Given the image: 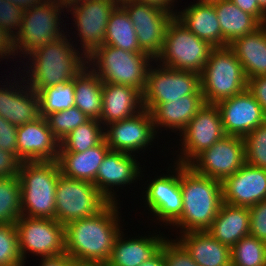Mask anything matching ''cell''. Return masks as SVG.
<instances>
[{
  "label": "cell",
  "instance_id": "51",
  "mask_svg": "<svg viewBox=\"0 0 266 266\" xmlns=\"http://www.w3.org/2000/svg\"><path fill=\"white\" fill-rule=\"evenodd\" d=\"M139 266H166L163 255V246L152 259L141 263Z\"/></svg>",
  "mask_w": 266,
  "mask_h": 266
},
{
  "label": "cell",
  "instance_id": "42",
  "mask_svg": "<svg viewBox=\"0 0 266 266\" xmlns=\"http://www.w3.org/2000/svg\"><path fill=\"white\" fill-rule=\"evenodd\" d=\"M163 255L166 266H199L176 239H166Z\"/></svg>",
  "mask_w": 266,
  "mask_h": 266
},
{
  "label": "cell",
  "instance_id": "8",
  "mask_svg": "<svg viewBox=\"0 0 266 266\" xmlns=\"http://www.w3.org/2000/svg\"><path fill=\"white\" fill-rule=\"evenodd\" d=\"M63 9L57 1H43L26 10L21 29L13 39L14 58L19 54L18 57L23 55L27 59L38 48L63 37L66 34L60 24Z\"/></svg>",
  "mask_w": 266,
  "mask_h": 266
},
{
  "label": "cell",
  "instance_id": "25",
  "mask_svg": "<svg viewBox=\"0 0 266 266\" xmlns=\"http://www.w3.org/2000/svg\"><path fill=\"white\" fill-rule=\"evenodd\" d=\"M205 104L202 93H194L180 99L169 100L158 104L150 113L153 118L155 131L168 128L178 134L189 124L199 109ZM158 128V129H157Z\"/></svg>",
  "mask_w": 266,
  "mask_h": 266
},
{
  "label": "cell",
  "instance_id": "4",
  "mask_svg": "<svg viewBox=\"0 0 266 266\" xmlns=\"http://www.w3.org/2000/svg\"><path fill=\"white\" fill-rule=\"evenodd\" d=\"M61 174L58 161L21 162L22 216L56 219V186Z\"/></svg>",
  "mask_w": 266,
  "mask_h": 266
},
{
  "label": "cell",
  "instance_id": "32",
  "mask_svg": "<svg viewBox=\"0 0 266 266\" xmlns=\"http://www.w3.org/2000/svg\"><path fill=\"white\" fill-rule=\"evenodd\" d=\"M102 87L103 82L88 66L74 77L75 106L89 119H100Z\"/></svg>",
  "mask_w": 266,
  "mask_h": 266
},
{
  "label": "cell",
  "instance_id": "28",
  "mask_svg": "<svg viewBox=\"0 0 266 266\" xmlns=\"http://www.w3.org/2000/svg\"><path fill=\"white\" fill-rule=\"evenodd\" d=\"M228 46L242 64L246 78L266 75V24Z\"/></svg>",
  "mask_w": 266,
  "mask_h": 266
},
{
  "label": "cell",
  "instance_id": "55",
  "mask_svg": "<svg viewBox=\"0 0 266 266\" xmlns=\"http://www.w3.org/2000/svg\"><path fill=\"white\" fill-rule=\"evenodd\" d=\"M199 1L202 2V3H211V4H213L215 2L223 1V0H199Z\"/></svg>",
  "mask_w": 266,
  "mask_h": 266
},
{
  "label": "cell",
  "instance_id": "26",
  "mask_svg": "<svg viewBox=\"0 0 266 266\" xmlns=\"http://www.w3.org/2000/svg\"><path fill=\"white\" fill-rule=\"evenodd\" d=\"M176 240L199 266H231V248L207 231L180 233Z\"/></svg>",
  "mask_w": 266,
  "mask_h": 266
},
{
  "label": "cell",
  "instance_id": "6",
  "mask_svg": "<svg viewBox=\"0 0 266 266\" xmlns=\"http://www.w3.org/2000/svg\"><path fill=\"white\" fill-rule=\"evenodd\" d=\"M247 89L242 64L229 46L214 47L201 73V91L206 104H216Z\"/></svg>",
  "mask_w": 266,
  "mask_h": 266
},
{
  "label": "cell",
  "instance_id": "56",
  "mask_svg": "<svg viewBox=\"0 0 266 266\" xmlns=\"http://www.w3.org/2000/svg\"><path fill=\"white\" fill-rule=\"evenodd\" d=\"M118 4H121L122 2L124 1H127V0H115Z\"/></svg>",
  "mask_w": 266,
  "mask_h": 266
},
{
  "label": "cell",
  "instance_id": "41",
  "mask_svg": "<svg viewBox=\"0 0 266 266\" xmlns=\"http://www.w3.org/2000/svg\"><path fill=\"white\" fill-rule=\"evenodd\" d=\"M23 10L8 0H0V27L14 39L21 29Z\"/></svg>",
  "mask_w": 266,
  "mask_h": 266
},
{
  "label": "cell",
  "instance_id": "35",
  "mask_svg": "<svg viewBox=\"0 0 266 266\" xmlns=\"http://www.w3.org/2000/svg\"><path fill=\"white\" fill-rule=\"evenodd\" d=\"M38 93L40 116L60 112L75 106L74 79L44 89H33Z\"/></svg>",
  "mask_w": 266,
  "mask_h": 266
},
{
  "label": "cell",
  "instance_id": "54",
  "mask_svg": "<svg viewBox=\"0 0 266 266\" xmlns=\"http://www.w3.org/2000/svg\"><path fill=\"white\" fill-rule=\"evenodd\" d=\"M259 6L266 12V0H257Z\"/></svg>",
  "mask_w": 266,
  "mask_h": 266
},
{
  "label": "cell",
  "instance_id": "5",
  "mask_svg": "<svg viewBox=\"0 0 266 266\" xmlns=\"http://www.w3.org/2000/svg\"><path fill=\"white\" fill-rule=\"evenodd\" d=\"M87 66L104 83L127 85L144 91L148 70L155 59L147 53H134L102 45L87 57Z\"/></svg>",
  "mask_w": 266,
  "mask_h": 266
},
{
  "label": "cell",
  "instance_id": "7",
  "mask_svg": "<svg viewBox=\"0 0 266 266\" xmlns=\"http://www.w3.org/2000/svg\"><path fill=\"white\" fill-rule=\"evenodd\" d=\"M213 48L209 42L198 38L174 16L167 26L162 50L154 63L201 74Z\"/></svg>",
  "mask_w": 266,
  "mask_h": 266
},
{
  "label": "cell",
  "instance_id": "50",
  "mask_svg": "<svg viewBox=\"0 0 266 266\" xmlns=\"http://www.w3.org/2000/svg\"><path fill=\"white\" fill-rule=\"evenodd\" d=\"M135 1L138 3L149 4L152 6L159 7L165 11L172 12L174 15L176 14V11H177V9L175 11L173 10V9H175L174 8V6H175L174 2L177 0H135Z\"/></svg>",
  "mask_w": 266,
  "mask_h": 266
},
{
  "label": "cell",
  "instance_id": "43",
  "mask_svg": "<svg viewBox=\"0 0 266 266\" xmlns=\"http://www.w3.org/2000/svg\"><path fill=\"white\" fill-rule=\"evenodd\" d=\"M250 214L249 235L266 243V199L248 208Z\"/></svg>",
  "mask_w": 266,
  "mask_h": 266
},
{
  "label": "cell",
  "instance_id": "20",
  "mask_svg": "<svg viewBox=\"0 0 266 266\" xmlns=\"http://www.w3.org/2000/svg\"><path fill=\"white\" fill-rule=\"evenodd\" d=\"M221 184L227 204L249 208L266 199V169L245 163Z\"/></svg>",
  "mask_w": 266,
  "mask_h": 266
},
{
  "label": "cell",
  "instance_id": "58",
  "mask_svg": "<svg viewBox=\"0 0 266 266\" xmlns=\"http://www.w3.org/2000/svg\"><path fill=\"white\" fill-rule=\"evenodd\" d=\"M44 1H57V2H59V0H44Z\"/></svg>",
  "mask_w": 266,
  "mask_h": 266
},
{
  "label": "cell",
  "instance_id": "16",
  "mask_svg": "<svg viewBox=\"0 0 266 266\" xmlns=\"http://www.w3.org/2000/svg\"><path fill=\"white\" fill-rule=\"evenodd\" d=\"M174 166V167H173ZM168 167L169 174L155 177L146 184L145 203L147 210L162 224L171 225L181 216L183 200L180 188V164ZM169 168L171 169L169 170ZM175 168V169H173ZM173 173V174H172ZM149 208V209H148Z\"/></svg>",
  "mask_w": 266,
  "mask_h": 266
},
{
  "label": "cell",
  "instance_id": "33",
  "mask_svg": "<svg viewBox=\"0 0 266 266\" xmlns=\"http://www.w3.org/2000/svg\"><path fill=\"white\" fill-rule=\"evenodd\" d=\"M103 45L134 53H145L139 46L135 27L128 13L120 4L110 15Z\"/></svg>",
  "mask_w": 266,
  "mask_h": 266
},
{
  "label": "cell",
  "instance_id": "40",
  "mask_svg": "<svg viewBox=\"0 0 266 266\" xmlns=\"http://www.w3.org/2000/svg\"><path fill=\"white\" fill-rule=\"evenodd\" d=\"M246 163L266 169V121L244 138Z\"/></svg>",
  "mask_w": 266,
  "mask_h": 266
},
{
  "label": "cell",
  "instance_id": "27",
  "mask_svg": "<svg viewBox=\"0 0 266 266\" xmlns=\"http://www.w3.org/2000/svg\"><path fill=\"white\" fill-rule=\"evenodd\" d=\"M207 232L220 243L232 248L250 232V214L247 207L222 203Z\"/></svg>",
  "mask_w": 266,
  "mask_h": 266
},
{
  "label": "cell",
  "instance_id": "13",
  "mask_svg": "<svg viewBox=\"0 0 266 266\" xmlns=\"http://www.w3.org/2000/svg\"><path fill=\"white\" fill-rule=\"evenodd\" d=\"M245 163L243 138L225 135L198 154L188 165L198 174L222 182Z\"/></svg>",
  "mask_w": 266,
  "mask_h": 266
},
{
  "label": "cell",
  "instance_id": "29",
  "mask_svg": "<svg viewBox=\"0 0 266 266\" xmlns=\"http://www.w3.org/2000/svg\"><path fill=\"white\" fill-rule=\"evenodd\" d=\"M195 2L181 12L176 11L175 17L198 38L209 42L213 47H221V27L214 3Z\"/></svg>",
  "mask_w": 266,
  "mask_h": 266
},
{
  "label": "cell",
  "instance_id": "14",
  "mask_svg": "<svg viewBox=\"0 0 266 266\" xmlns=\"http://www.w3.org/2000/svg\"><path fill=\"white\" fill-rule=\"evenodd\" d=\"M119 4L115 0H85L67 8L80 39L81 52L87 57L102 46L111 13Z\"/></svg>",
  "mask_w": 266,
  "mask_h": 266
},
{
  "label": "cell",
  "instance_id": "10",
  "mask_svg": "<svg viewBox=\"0 0 266 266\" xmlns=\"http://www.w3.org/2000/svg\"><path fill=\"white\" fill-rule=\"evenodd\" d=\"M150 66L144 91L143 107L151 112L158 104L180 99L201 91V74L188 70H175L157 64Z\"/></svg>",
  "mask_w": 266,
  "mask_h": 266
},
{
  "label": "cell",
  "instance_id": "47",
  "mask_svg": "<svg viewBox=\"0 0 266 266\" xmlns=\"http://www.w3.org/2000/svg\"><path fill=\"white\" fill-rule=\"evenodd\" d=\"M242 11L253 15L261 24H266V12L259 6L257 0H230Z\"/></svg>",
  "mask_w": 266,
  "mask_h": 266
},
{
  "label": "cell",
  "instance_id": "15",
  "mask_svg": "<svg viewBox=\"0 0 266 266\" xmlns=\"http://www.w3.org/2000/svg\"><path fill=\"white\" fill-rule=\"evenodd\" d=\"M120 5L126 10L135 27L140 48L155 59L162 50L167 26L175 15L135 0H127Z\"/></svg>",
  "mask_w": 266,
  "mask_h": 266
},
{
  "label": "cell",
  "instance_id": "23",
  "mask_svg": "<svg viewBox=\"0 0 266 266\" xmlns=\"http://www.w3.org/2000/svg\"><path fill=\"white\" fill-rule=\"evenodd\" d=\"M102 101V113L98 121L103 126L132 117L144 109L142 92L127 85L104 82Z\"/></svg>",
  "mask_w": 266,
  "mask_h": 266
},
{
  "label": "cell",
  "instance_id": "39",
  "mask_svg": "<svg viewBox=\"0 0 266 266\" xmlns=\"http://www.w3.org/2000/svg\"><path fill=\"white\" fill-rule=\"evenodd\" d=\"M15 224H0V266H24Z\"/></svg>",
  "mask_w": 266,
  "mask_h": 266
},
{
  "label": "cell",
  "instance_id": "19",
  "mask_svg": "<svg viewBox=\"0 0 266 266\" xmlns=\"http://www.w3.org/2000/svg\"><path fill=\"white\" fill-rule=\"evenodd\" d=\"M137 156L109 150L103 158L93 183L110 202L118 203L119 201L116 198L117 191L114 190V186L117 187L115 189L119 187L122 189L124 185L126 187V185L134 184L135 180L142 177L143 171H141L140 162L136 159Z\"/></svg>",
  "mask_w": 266,
  "mask_h": 266
},
{
  "label": "cell",
  "instance_id": "31",
  "mask_svg": "<svg viewBox=\"0 0 266 266\" xmlns=\"http://www.w3.org/2000/svg\"><path fill=\"white\" fill-rule=\"evenodd\" d=\"M214 7L221 27V47L230 45L262 25L253 15L242 11L230 0L215 2Z\"/></svg>",
  "mask_w": 266,
  "mask_h": 266
},
{
  "label": "cell",
  "instance_id": "38",
  "mask_svg": "<svg viewBox=\"0 0 266 266\" xmlns=\"http://www.w3.org/2000/svg\"><path fill=\"white\" fill-rule=\"evenodd\" d=\"M45 118L54 137L59 142H61L72 130L89 120V118L76 106L60 112L50 113Z\"/></svg>",
  "mask_w": 266,
  "mask_h": 266
},
{
  "label": "cell",
  "instance_id": "17",
  "mask_svg": "<svg viewBox=\"0 0 266 266\" xmlns=\"http://www.w3.org/2000/svg\"><path fill=\"white\" fill-rule=\"evenodd\" d=\"M156 135L152 115L145 109L132 117L104 126V140L110 150L132 155L153 145L151 143Z\"/></svg>",
  "mask_w": 266,
  "mask_h": 266
},
{
  "label": "cell",
  "instance_id": "22",
  "mask_svg": "<svg viewBox=\"0 0 266 266\" xmlns=\"http://www.w3.org/2000/svg\"><path fill=\"white\" fill-rule=\"evenodd\" d=\"M60 142L54 137L46 118L17 128V158L21 161H57Z\"/></svg>",
  "mask_w": 266,
  "mask_h": 266
},
{
  "label": "cell",
  "instance_id": "1",
  "mask_svg": "<svg viewBox=\"0 0 266 266\" xmlns=\"http://www.w3.org/2000/svg\"><path fill=\"white\" fill-rule=\"evenodd\" d=\"M119 204L110 202L96 215L64 225L65 254L78 266H100L108 262L114 242L123 230Z\"/></svg>",
  "mask_w": 266,
  "mask_h": 266
},
{
  "label": "cell",
  "instance_id": "3",
  "mask_svg": "<svg viewBox=\"0 0 266 266\" xmlns=\"http://www.w3.org/2000/svg\"><path fill=\"white\" fill-rule=\"evenodd\" d=\"M66 35L38 48L27 57L31 62L30 66H27L28 61L23 67L24 70L21 71H24L23 75L29 87L44 89L58 83L72 81L87 66L86 56L79 51L81 49H77L76 43L73 45L75 41L71 44L69 34ZM25 67L29 70L26 71Z\"/></svg>",
  "mask_w": 266,
  "mask_h": 266
},
{
  "label": "cell",
  "instance_id": "18",
  "mask_svg": "<svg viewBox=\"0 0 266 266\" xmlns=\"http://www.w3.org/2000/svg\"><path fill=\"white\" fill-rule=\"evenodd\" d=\"M216 106L226 135L244 138L266 121L261 105L247 89Z\"/></svg>",
  "mask_w": 266,
  "mask_h": 266
},
{
  "label": "cell",
  "instance_id": "21",
  "mask_svg": "<svg viewBox=\"0 0 266 266\" xmlns=\"http://www.w3.org/2000/svg\"><path fill=\"white\" fill-rule=\"evenodd\" d=\"M20 73L19 70L22 80L18 82L16 75L12 74L15 79L11 81L14 82L8 83L6 78L7 85L0 87V116L16 126L33 122L40 117L38 93L27 85L25 77Z\"/></svg>",
  "mask_w": 266,
  "mask_h": 266
},
{
  "label": "cell",
  "instance_id": "30",
  "mask_svg": "<svg viewBox=\"0 0 266 266\" xmlns=\"http://www.w3.org/2000/svg\"><path fill=\"white\" fill-rule=\"evenodd\" d=\"M109 150L103 140L84 152H59L57 161L60 171L66 177L94 182L99 166Z\"/></svg>",
  "mask_w": 266,
  "mask_h": 266
},
{
  "label": "cell",
  "instance_id": "46",
  "mask_svg": "<svg viewBox=\"0 0 266 266\" xmlns=\"http://www.w3.org/2000/svg\"><path fill=\"white\" fill-rule=\"evenodd\" d=\"M20 165L15 155L0 149V178L18 176Z\"/></svg>",
  "mask_w": 266,
  "mask_h": 266
},
{
  "label": "cell",
  "instance_id": "12",
  "mask_svg": "<svg viewBox=\"0 0 266 266\" xmlns=\"http://www.w3.org/2000/svg\"><path fill=\"white\" fill-rule=\"evenodd\" d=\"M179 135L182 137L179 139L182 148L173 162L188 165L203 150L226 135L216 104L205 103Z\"/></svg>",
  "mask_w": 266,
  "mask_h": 266
},
{
  "label": "cell",
  "instance_id": "11",
  "mask_svg": "<svg viewBox=\"0 0 266 266\" xmlns=\"http://www.w3.org/2000/svg\"><path fill=\"white\" fill-rule=\"evenodd\" d=\"M15 226L24 264L29 252L42 258L65 254V228L56 219L21 216Z\"/></svg>",
  "mask_w": 266,
  "mask_h": 266
},
{
  "label": "cell",
  "instance_id": "44",
  "mask_svg": "<svg viewBox=\"0 0 266 266\" xmlns=\"http://www.w3.org/2000/svg\"><path fill=\"white\" fill-rule=\"evenodd\" d=\"M17 128L0 116V149L17 157Z\"/></svg>",
  "mask_w": 266,
  "mask_h": 266
},
{
  "label": "cell",
  "instance_id": "24",
  "mask_svg": "<svg viewBox=\"0 0 266 266\" xmlns=\"http://www.w3.org/2000/svg\"><path fill=\"white\" fill-rule=\"evenodd\" d=\"M136 236L125 238L124 232L117 236L112 248L111 256L107 262L109 266H139L152 259L162 248L167 237L165 234ZM124 237V238H123ZM127 239V240H126Z\"/></svg>",
  "mask_w": 266,
  "mask_h": 266
},
{
  "label": "cell",
  "instance_id": "45",
  "mask_svg": "<svg viewBox=\"0 0 266 266\" xmlns=\"http://www.w3.org/2000/svg\"><path fill=\"white\" fill-rule=\"evenodd\" d=\"M247 90L261 105L266 118V75L247 78Z\"/></svg>",
  "mask_w": 266,
  "mask_h": 266
},
{
  "label": "cell",
  "instance_id": "37",
  "mask_svg": "<svg viewBox=\"0 0 266 266\" xmlns=\"http://www.w3.org/2000/svg\"><path fill=\"white\" fill-rule=\"evenodd\" d=\"M231 266H266V243L252 235L231 248Z\"/></svg>",
  "mask_w": 266,
  "mask_h": 266
},
{
  "label": "cell",
  "instance_id": "52",
  "mask_svg": "<svg viewBox=\"0 0 266 266\" xmlns=\"http://www.w3.org/2000/svg\"><path fill=\"white\" fill-rule=\"evenodd\" d=\"M44 0H15V5L18 6L21 10L26 11L29 8H33L36 5H39Z\"/></svg>",
  "mask_w": 266,
  "mask_h": 266
},
{
  "label": "cell",
  "instance_id": "57",
  "mask_svg": "<svg viewBox=\"0 0 266 266\" xmlns=\"http://www.w3.org/2000/svg\"><path fill=\"white\" fill-rule=\"evenodd\" d=\"M100 266H109L107 263H104V264H102V265H100Z\"/></svg>",
  "mask_w": 266,
  "mask_h": 266
},
{
  "label": "cell",
  "instance_id": "2",
  "mask_svg": "<svg viewBox=\"0 0 266 266\" xmlns=\"http://www.w3.org/2000/svg\"><path fill=\"white\" fill-rule=\"evenodd\" d=\"M180 188L183 200L181 216L172 224L180 233L207 231L223 203L221 181L195 172L180 164Z\"/></svg>",
  "mask_w": 266,
  "mask_h": 266
},
{
  "label": "cell",
  "instance_id": "36",
  "mask_svg": "<svg viewBox=\"0 0 266 266\" xmlns=\"http://www.w3.org/2000/svg\"><path fill=\"white\" fill-rule=\"evenodd\" d=\"M22 216L18 176L0 178V224H15Z\"/></svg>",
  "mask_w": 266,
  "mask_h": 266
},
{
  "label": "cell",
  "instance_id": "48",
  "mask_svg": "<svg viewBox=\"0 0 266 266\" xmlns=\"http://www.w3.org/2000/svg\"><path fill=\"white\" fill-rule=\"evenodd\" d=\"M14 57L13 39L0 27V61Z\"/></svg>",
  "mask_w": 266,
  "mask_h": 266
},
{
  "label": "cell",
  "instance_id": "59",
  "mask_svg": "<svg viewBox=\"0 0 266 266\" xmlns=\"http://www.w3.org/2000/svg\"><path fill=\"white\" fill-rule=\"evenodd\" d=\"M8 1H11L13 4H15V0H8Z\"/></svg>",
  "mask_w": 266,
  "mask_h": 266
},
{
  "label": "cell",
  "instance_id": "49",
  "mask_svg": "<svg viewBox=\"0 0 266 266\" xmlns=\"http://www.w3.org/2000/svg\"><path fill=\"white\" fill-rule=\"evenodd\" d=\"M40 266H78V265L67 254H64L58 257L41 258Z\"/></svg>",
  "mask_w": 266,
  "mask_h": 266
},
{
  "label": "cell",
  "instance_id": "53",
  "mask_svg": "<svg viewBox=\"0 0 266 266\" xmlns=\"http://www.w3.org/2000/svg\"><path fill=\"white\" fill-rule=\"evenodd\" d=\"M85 0H59V4L63 6L64 8H69L72 5H75L76 3L83 2Z\"/></svg>",
  "mask_w": 266,
  "mask_h": 266
},
{
  "label": "cell",
  "instance_id": "9",
  "mask_svg": "<svg viewBox=\"0 0 266 266\" xmlns=\"http://www.w3.org/2000/svg\"><path fill=\"white\" fill-rule=\"evenodd\" d=\"M55 199L56 220L63 225L94 216L110 203L93 182L66 177L62 173Z\"/></svg>",
  "mask_w": 266,
  "mask_h": 266
},
{
  "label": "cell",
  "instance_id": "34",
  "mask_svg": "<svg viewBox=\"0 0 266 266\" xmlns=\"http://www.w3.org/2000/svg\"><path fill=\"white\" fill-rule=\"evenodd\" d=\"M104 140V126L96 120L89 119L72 130L60 142L59 152H84Z\"/></svg>",
  "mask_w": 266,
  "mask_h": 266
}]
</instances>
